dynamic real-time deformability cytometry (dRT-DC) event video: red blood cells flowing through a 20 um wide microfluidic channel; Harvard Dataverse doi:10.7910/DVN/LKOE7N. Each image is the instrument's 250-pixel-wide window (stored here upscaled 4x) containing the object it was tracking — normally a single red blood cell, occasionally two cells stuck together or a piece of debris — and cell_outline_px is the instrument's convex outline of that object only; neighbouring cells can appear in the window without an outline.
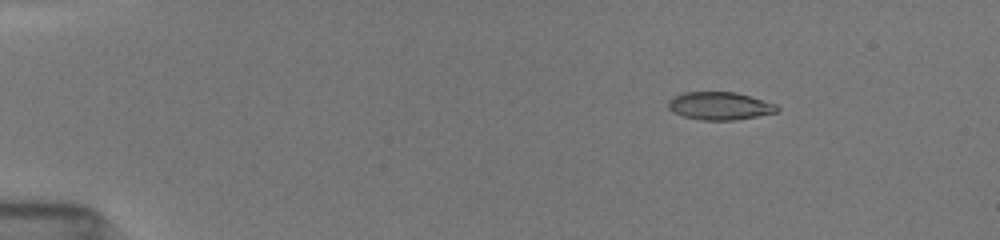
{"species": "common noctule bat (a hibernating species)", "species_latin": "Nyctalus noctula", "temperature_condition": "room temperature", "stored_images_in_passage": 21, "camera_frame_rate_fps": 3000, "um_per_image_px": 0.085, "animal": {"sex": "female", "body_mass_g": 19.5, "forearm_length_mm": 54.1}, "frame": {"image": 1, "passage_image": 5, "time_ms": 1.333, "image_size_px": [1000, 240], "cell_outline_px": [[780, 108], [776, 112], [756, 116], [732, 120], [700, 120], [684, 116], [672, 112], [668, 108], [668, 100], [672, 96], [684, 92], [736, 92], [776, 104]], "centroid_in_image_um": [61.13, 8.99], "position_along_channel_um": 23.9, "area_um2": 17.63}}
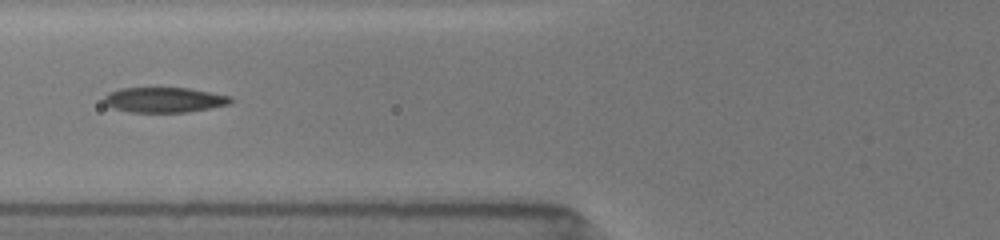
{"frame": {"image": 2, "passage_image": 14, "time_ms": 4.333, "image_size_px": [1000, 240], "cell_outline_px": [[236, 100], [232, 104], [188, 112], [128, 112], [112, 108], [104, 104], [104, 96], [108, 92], [120, 88], [188, 88], [232, 96]], "centroid_in_image_um": [13.99, 8.49], "position_along_channel_um": 111.8, "area_um2": 18.84}}
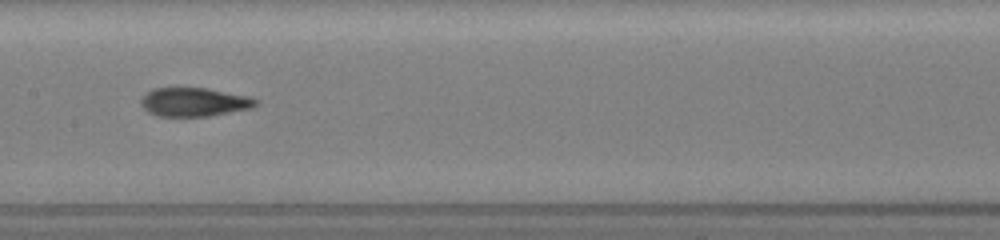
{"frame": {"image": 3, "passage_image": 18, "time_ms": 5.667, "image_size_px": [1000, 240], "cell_outline_px": [[260, 104], [252, 108], [208, 116], [156, 116], [148, 112], [140, 104], [140, 100], [144, 92], [152, 88], [208, 88], [248, 96], [260, 100]], "centroid_in_image_um": [16.5, 8.67], "position_along_channel_um": 190.9, "area_um2": 19.48}}